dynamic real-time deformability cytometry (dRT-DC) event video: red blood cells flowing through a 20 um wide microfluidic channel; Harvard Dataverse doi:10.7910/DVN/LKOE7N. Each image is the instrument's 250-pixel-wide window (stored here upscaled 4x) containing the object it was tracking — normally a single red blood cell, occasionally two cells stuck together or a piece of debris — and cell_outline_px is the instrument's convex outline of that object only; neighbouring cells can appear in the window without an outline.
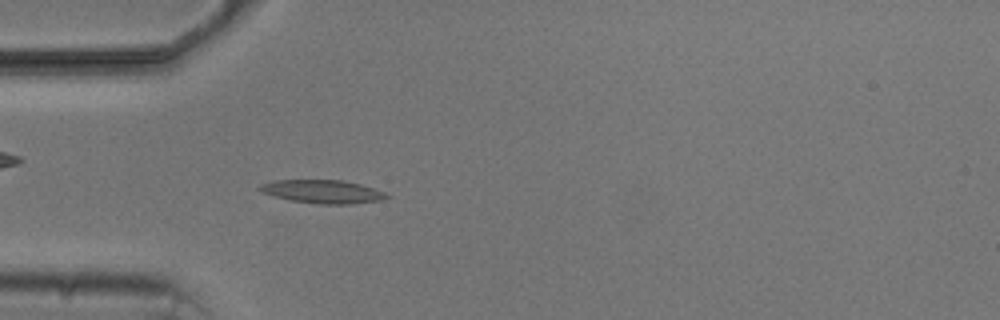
{"species": "common noctule bat (a hibernating species)", "species_latin": "Nyctalus noctula", "temperature_condition": "cold", "stored_images_in_passage": 6, "camera_frame_rate_fps": 3000, "um_per_image_px": 0.085, "animal": {"sex": "male", "body_mass_g": 20.5, "forearm_length_mm": 52.5}, "frame": {"image": 1, "passage_image": 6, "time_ms": 6.0, "image_size_px": [1000, 320], "cell_outline_px": [[388, 196], [380, 200], [352, 204], [320, 204], [292, 200], [272, 196], [260, 192], [256, 188], [260, 184], [272, 180], [344, 180], [360, 184], [384, 192]], "centroid_in_image_um": [27.34, 16.28], "position_along_channel_um": 57.7, "area_um2": 17.22}}